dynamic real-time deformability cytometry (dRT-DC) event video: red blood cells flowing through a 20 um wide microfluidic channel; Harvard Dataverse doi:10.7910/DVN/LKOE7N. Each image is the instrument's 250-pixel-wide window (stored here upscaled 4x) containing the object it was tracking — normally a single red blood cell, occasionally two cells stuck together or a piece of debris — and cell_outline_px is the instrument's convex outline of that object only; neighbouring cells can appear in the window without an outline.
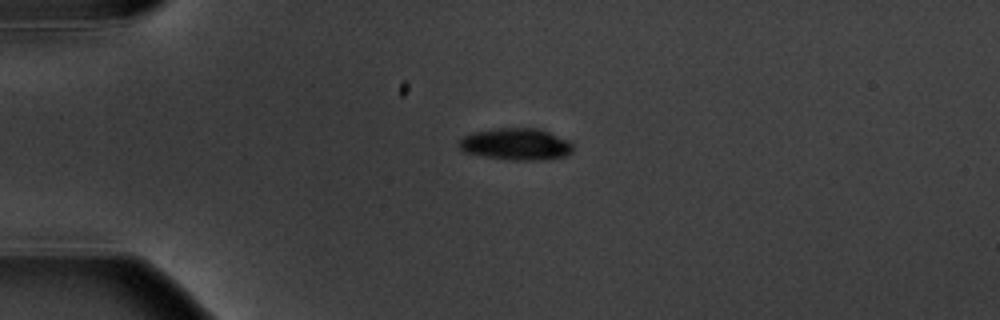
{"species": "common noctule bat (a hibernating species)", "species_latin": "Nyctalus noctula", "temperature_condition": "warm", "stored_images_in_passage": 4, "camera_frame_rate_fps": 3000, "um_per_image_px": 0.085, "animal": {"sex": "male", "body_mass_g": 20.1, "forearm_length_mm": 53.5}, "frame": {"image": 1, "passage_image": 1, "time_ms": 0.0, "image_size_px": [1000, 320], "cell_outline_px": [[572, 152], [564, 156], [540, 160], [512, 160], [464, 152], [456, 144], [464, 136], [472, 132], [496, 128], [540, 128], [572, 140]], "centroid_in_image_um": [43.9, 12.23], "position_along_channel_um": 41.1, "area_um2": 21.27}}
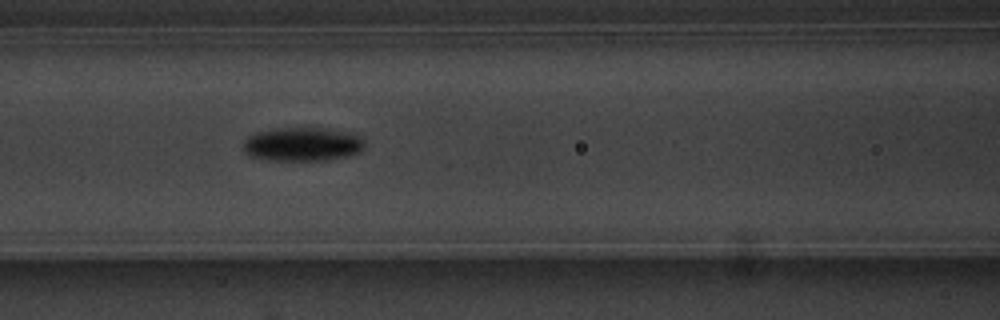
{"frame": {"image": 2, "passage_image": 4, "time_ms": 3.667, "image_size_px": [1000, 320], "cell_outline_px": [[364, 148], [360, 152], [348, 156], [328, 160], [268, 160], [252, 156], [244, 152], [244, 140], [248, 136], [256, 132], [276, 128], [320, 128], [360, 136], [364, 140]], "centroid_in_image_um": [25.69, 12.27], "position_along_channel_um": 140.9, "area_um2": 23.7}}